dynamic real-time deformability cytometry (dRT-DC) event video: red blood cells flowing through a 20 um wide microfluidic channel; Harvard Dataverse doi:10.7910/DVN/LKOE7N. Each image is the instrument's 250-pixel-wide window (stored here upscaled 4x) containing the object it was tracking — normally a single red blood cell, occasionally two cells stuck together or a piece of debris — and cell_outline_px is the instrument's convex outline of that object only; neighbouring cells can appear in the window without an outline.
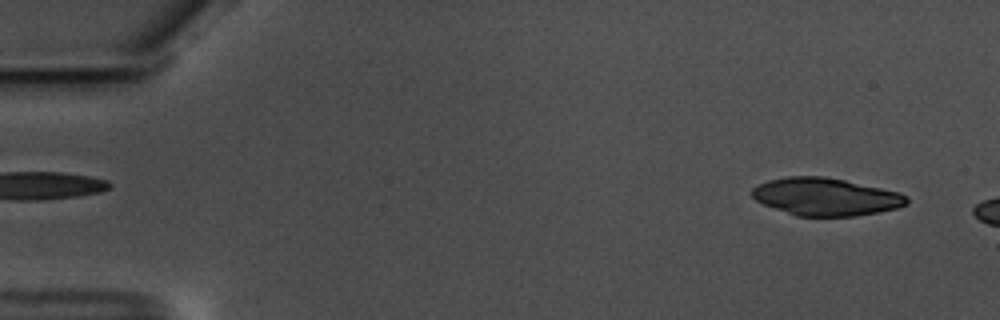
{"species": "common noctule bat (a hibernating species)", "species_latin": "Nyctalus noctula", "temperature_condition": "warm", "stored_images_in_passage": 8, "camera_frame_rate_fps": 3000, "um_per_image_px": 0.085, "animal": {"sex": "male", "body_mass_g": 17.5, "forearm_length_mm": 52.3}, "frame": {"image": 1, "passage_image": 3, "time_ms": 0.667, "image_size_px": [1000, 320], "cell_outline_px": [[908, 204], [896, 208], [856, 216], [796, 216], [764, 204], [756, 200], [752, 196], [752, 188], [768, 180], [788, 176], [824, 176], [844, 180], [900, 192], [908, 196]], "centroid_in_image_um": [70.2, 16.72], "position_along_channel_um": 14.8, "area_um2": 33.76}}